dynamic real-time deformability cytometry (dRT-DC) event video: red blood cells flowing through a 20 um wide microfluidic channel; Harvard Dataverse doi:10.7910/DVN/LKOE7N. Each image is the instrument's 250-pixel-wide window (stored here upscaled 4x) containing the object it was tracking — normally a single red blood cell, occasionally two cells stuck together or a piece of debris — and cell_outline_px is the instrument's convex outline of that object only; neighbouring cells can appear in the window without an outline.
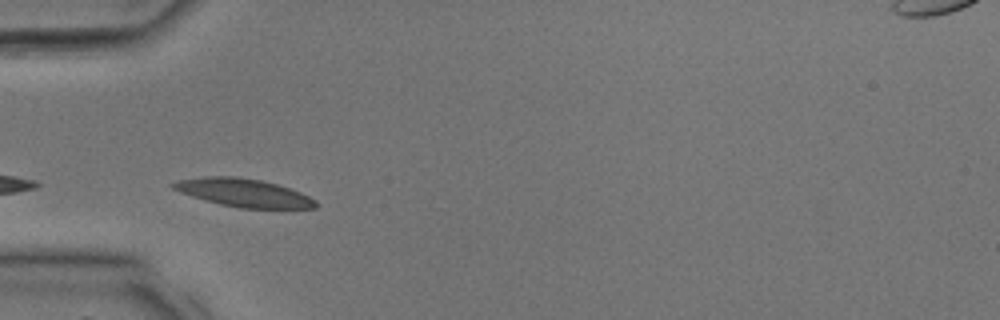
{"species": "common noctule bat (a hibernating species)", "species_latin": "Nyctalus noctula", "temperature_condition": "room temperature", "stored_images_in_passage": 9, "camera_frame_rate_fps": 3000, "um_per_image_px": 0.085, "animal": {"sex": "male", "body_mass_g": 17.9, "forearm_length_mm": 54.2}, "frame": {"image": 1, "passage_image": 6, "time_ms": 1.667, "image_size_px": [1000, 320], "cell_outline_px": [[320, 204], [316, 208], [240, 208], [220, 204], [192, 196], [180, 192], [172, 188], [168, 184], [180, 180], [204, 176], [236, 176], [260, 180], [276, 184], [300, 192], [316, 200]], "centroid_in_image_um": [20.71, 16.38], "position_along_channel_um": 64.3, "area_um2": 23.24}}